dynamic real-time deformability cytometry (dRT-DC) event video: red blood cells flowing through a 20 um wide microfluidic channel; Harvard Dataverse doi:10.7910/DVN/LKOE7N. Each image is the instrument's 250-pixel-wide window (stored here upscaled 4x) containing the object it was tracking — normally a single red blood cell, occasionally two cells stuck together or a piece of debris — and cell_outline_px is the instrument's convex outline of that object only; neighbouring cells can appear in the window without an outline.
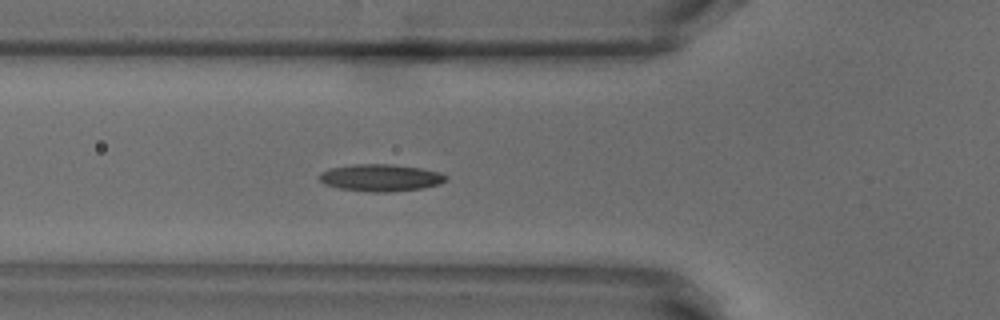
{"species": "common noctule bat (a hibernating species)", "species_latin": "Nyctalus noctula", "temperature_condition": "warm", "stored_images_in_passage": 42, "camera_frame_rate_fps": 3000, "um_per_image_px": 0.085, "animal": {"sex": "male", "body_mass_g": 18.8}, "frame": {"image": 1, "passage_image": 7, "time_ms": 2.0, "image_size_px": [1000, 320], "cell_outline_px": [[448, 180], [440, 184], [424, 188], [388, 192], [368, 192], [340, 188], [324, 184], [320, 180], [320, 172], [328, 168], [356, 164], [392, 164], [420, 168], [440, 172], [448, 176]], "centroid_in_image_um": [32.38, 15.1], "position_along_channel_um": 93.4, "area_um2": 20.11}}
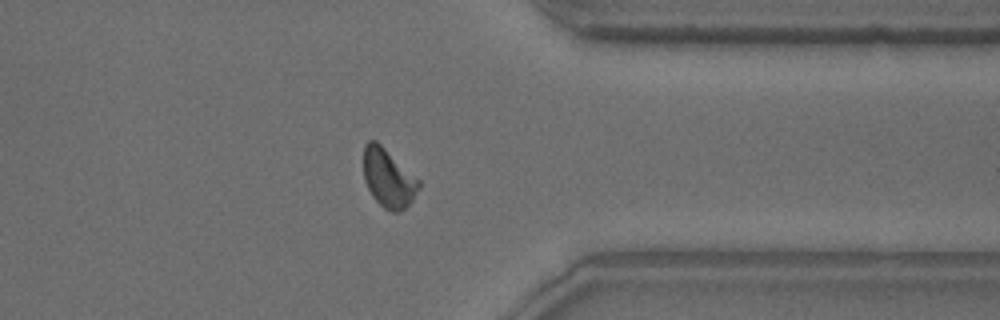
{"frame": {"image": 2, "passage_image": 30, "time_ms": 9.667, "image_size_px": [1000, 320], "cell_outline_px": [[420, 188], [412, 200], [400, 212], [392, 212], [384, 208], [372, 196], [364, 180], [364, 144], [368, 140], [376, 140], [420, 180]], "centroid_in_image_um": [33.01, 15.14], "position_along_channel_um": 378.4, "area_um2": 18.79}, "authors_computed_cell_mechanics": {"area_um2": 18.496, "velocity_mm_per_s": 3.8182, "shape_relaxation_time_tau1_ms": 6.3965, "shape_relaxation_time_tau2_ms": 2.4886, "deformation_change_tau1": 0.1766, "deformation_change_tau2": 0.0856}}